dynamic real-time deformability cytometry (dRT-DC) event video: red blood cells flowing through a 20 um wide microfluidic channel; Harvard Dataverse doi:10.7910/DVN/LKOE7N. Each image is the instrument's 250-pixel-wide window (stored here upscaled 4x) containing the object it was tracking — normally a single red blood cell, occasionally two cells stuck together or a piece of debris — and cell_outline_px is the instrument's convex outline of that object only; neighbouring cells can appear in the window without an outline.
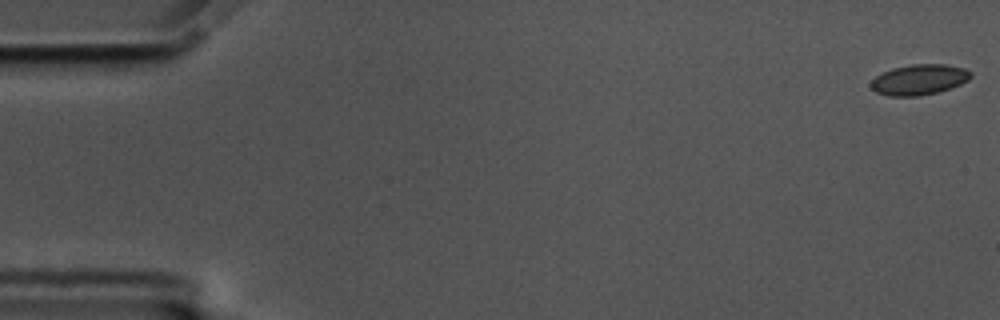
{"species": "common noctule bat (a hibernating species)", "species_latin": "Nyctalus noctula", "temperature_condition": "cold", "stored_images_in_passage": 58, "camera_frame_rate_fps": 3000, "um_per_image_px": 0.085, "animal": {"sex": "male", "body_mass_g": 17.5, "forearm_length_mm": 52.3}, "frame": {"image": 1, "passage_image": 1, "time_ms": 0.0, "image_size_px": [1000, 320], "cell_outline_px": [[972, 76], [968, 80], [960, 84], [936, 92], [920, 96], [888, 96], [876, 92], [868, 84], [876, 76], [892, 68], [912, 64], [944, 64], [964, 68], [972, 72]], "centroid_in_image_um": [78.11, 6.76], "position_along_channel_um": 6.9, "area_um2": 17.69}}
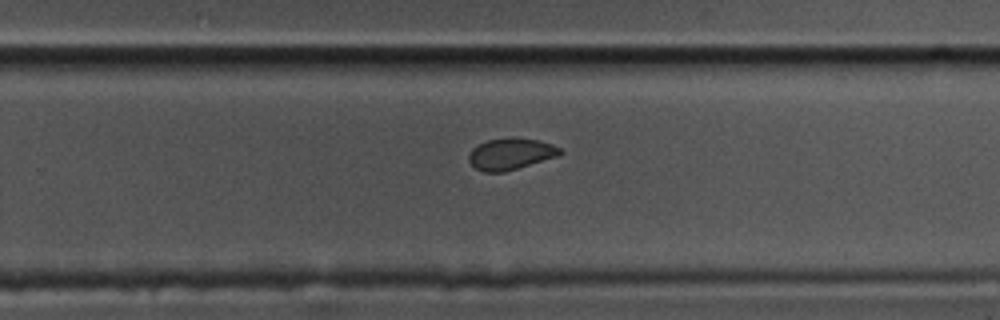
{"frame": {"image": 2, "passage_image": 37, "time_ms": 12.0, "image_size_px": [1000, 320], "cell_outline_px": [[564, 152], [556, 156], [504, 172], [484, 172], [476, 168], [468, 160], [468, 156], [472, 148], [488, 140], [536, 140], [552, 144], [560, 148]], "centroid_in_image_um": [43.38, 13.12], "position_along_channel_um": 286.4, "area_um2": 15.9}}
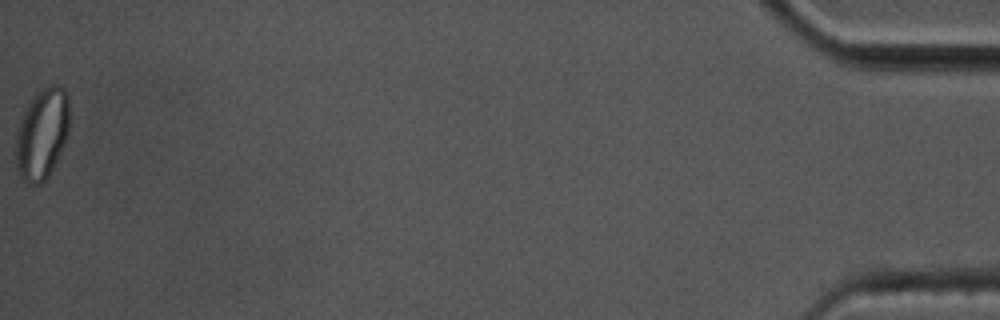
{"frame": {"image": 3, "passage_image": 58, "time_ms": 19.0, "image_size_px": [1000, 320], "cell_outline_px": [[68, 136], [48, 176], [40, 184], [28, 184], [20, 176], [16, 168], [16, 132], [20, 116], [24, 108], [32, 96], [36, 92], [48, 84], [56, 84], [64, 88], [68, 92]], "centroid_in_image_um": [3.55, 11.32], "position_along_channel_um": 431.6, "area_um2": 28.78}, "authors_computed_cell_mechanics": {"area_um2": 17.7157, "velocity_mm_per_s": 3.5012, "shape_relaxation_time_tau1_ms": 3.5513, "shape_relaxation_time_tau2_ms": 1.8471, "deformation_change_tau1": 0.0761, "deformation_change_tau2": 0.0405}}